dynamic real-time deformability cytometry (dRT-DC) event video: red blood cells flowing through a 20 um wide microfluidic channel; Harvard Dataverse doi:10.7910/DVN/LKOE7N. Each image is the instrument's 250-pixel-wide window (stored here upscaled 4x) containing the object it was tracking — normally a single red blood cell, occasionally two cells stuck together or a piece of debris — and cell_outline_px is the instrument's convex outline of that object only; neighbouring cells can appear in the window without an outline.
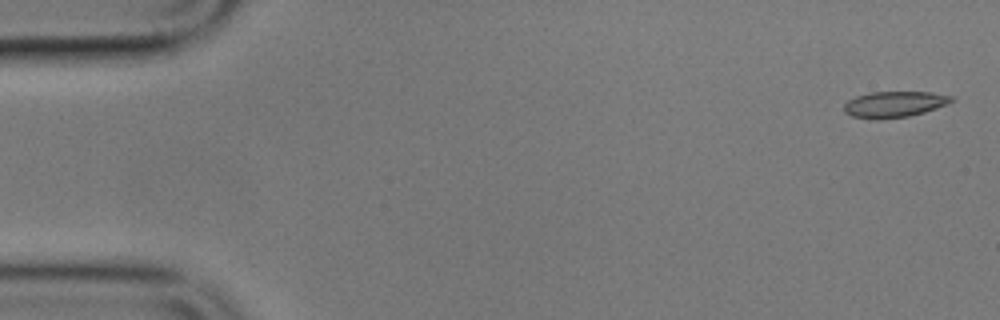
{"species": "common noctule bat (a hibernating species)", "species_latin": "Nyctalus noctula", "temperature_condition": "cold", "stored_images_in_passage": 6, "segment_of_instrument_passage": [2, 2], "camera_frame_rate_fps": 3000, "um_per_image_px": 0.085, "animal": {"sex": "male", "body_mass_g": 17.9}, "frame": {"image": 1, "passage_image": 6, "time_ms": 5.667, "image_size_px": [1000, 320], "cell_outline_px": [[956, 100], [948, 104], [924, 112], [908, 116], [880, 120], [872, 120], [852, 116], [844, 112], [844, 104], [848, 100], [856, 96], [872, 92], [932, 92], [952, 96]], "centroid_in_image_um": [76.01, 8.87], "position_along_channel_um": 9.0, "area_um2": 16.47}}